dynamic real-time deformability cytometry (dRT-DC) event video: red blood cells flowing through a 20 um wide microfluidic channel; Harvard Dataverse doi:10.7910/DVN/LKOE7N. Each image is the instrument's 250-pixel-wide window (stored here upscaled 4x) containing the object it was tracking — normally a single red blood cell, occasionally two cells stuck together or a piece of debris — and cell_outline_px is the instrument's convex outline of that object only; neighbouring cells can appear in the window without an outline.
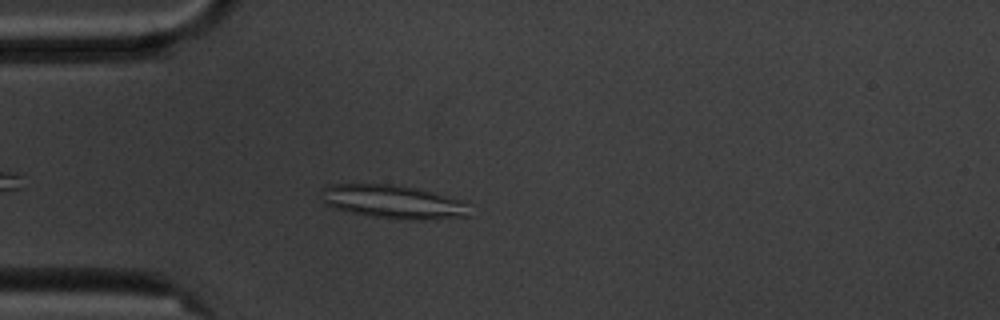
{"species": "common noctule bat (a hibernating species)", "species_latin": "Nyctalus noctula", "temperature_condition": "cold", "stored_images_in_passage": 5, "camera_frame_rate_fps": 3000, "um_per_image_px": 0.085, "animal": {"sex": "male", "body_mass_g": 20.1, "forearm_length_mm": 53.5}, "frame": {"image": 1, "passage_image": 4, "time_ms": 3.333, "image_size_px": [1000, 320], "cell_outline_px": [[472, 216], [432, 220], [400, 220], [372, 216], [352, 212], [336, 208], [324, 204], [320, 200], [320, 188], [328, 184], [392, 184], [416, 188], [464, 200], [472, 204]], "centroid_in_image_um": [33.49, 17.16], "position_along_channel_um": 51.5, "area_um2": 29.82}}